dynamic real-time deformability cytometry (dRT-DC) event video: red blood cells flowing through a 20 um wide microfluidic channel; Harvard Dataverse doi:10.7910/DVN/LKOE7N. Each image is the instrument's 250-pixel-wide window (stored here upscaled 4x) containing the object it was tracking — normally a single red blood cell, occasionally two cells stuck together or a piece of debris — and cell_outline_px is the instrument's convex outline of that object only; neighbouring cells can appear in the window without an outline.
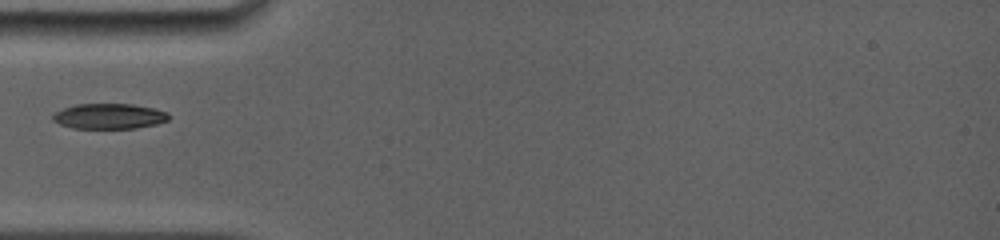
{"species": "common noctule bat (a hibernating species)", "species_latin": "Nyctalus noctula", "temperature_condition": "room temperature", "stored_images_in_passage": 8, "camera_frame_rate_fps": 5000, "um_per_image_px": 0.085, "animal": {"sex": "female", "body_mass_g": 19.0, "forearm_length_mm": 56.7}, "frame": {"image": 1, "passage_image": 1, "time_ms": 0.0, "image_size_px": [1000, 240], "cell_outline_px": [[168, 120], [156, 124], [136, 128], [72, 128], [60, 124], [52, 120], [52, 116], [56, 112], [64, 108], [76, 104], [132, 104], [152, 108], [168, 112]], "centroid_in_image_um": [9.27, 9.88], "position_along_channel_um": 75.7, "area_um2": 16.99}}